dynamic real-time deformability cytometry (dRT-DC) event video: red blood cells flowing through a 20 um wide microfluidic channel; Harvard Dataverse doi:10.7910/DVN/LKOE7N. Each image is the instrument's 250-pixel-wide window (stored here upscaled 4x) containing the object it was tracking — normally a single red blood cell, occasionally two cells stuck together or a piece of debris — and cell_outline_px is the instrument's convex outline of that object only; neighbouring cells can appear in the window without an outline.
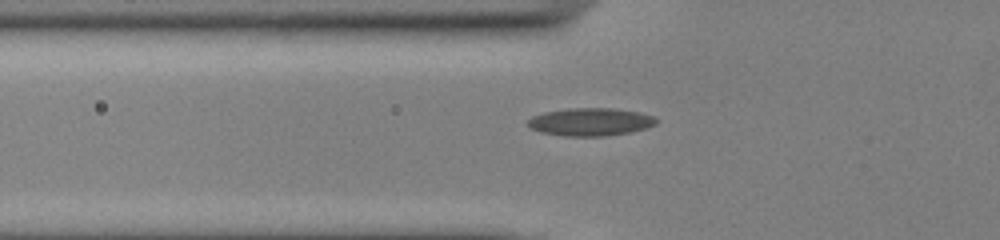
{"species": "common noctule bat (a hibernating species)", "species_latin": "Nyctalus noctula", "temperature_condition": "cold", "stored_images_in_passage": 42, "camera_frame_rate_fps": 3000, "um_per_image_px": 0.085, "animal": {"sex": "male", "body_mass_g": 13.0, "forearm_length_mm": 53.1}, "frame": {"image": 1, "passage_image": 8, "time_ms": 2.333, "image_size_px": [1000, 240], "cell_outline_px": [[656, 124], [648, 128], [632, 132], [604, 136], [564, 136], [540, 132], [532, 128], [528, 124], [528, 120], [532, 116], [544, 112], [572, 108], [612, 108], [640, 112], [652, 116], [656, 120]], "centroid_in_image_um": [50.2, 10.36], "position_along_channel_um": 75.6, "area_um2": 20.81}}
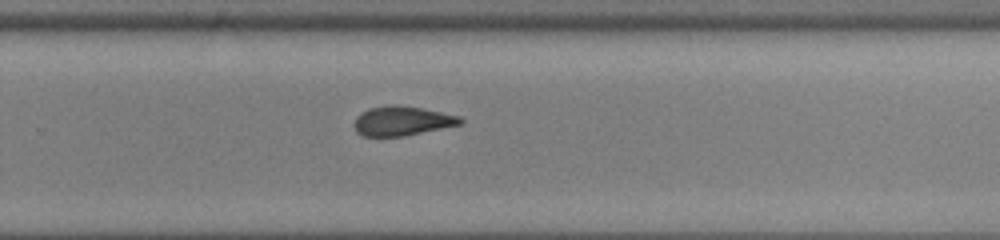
{"frame": {"image": 2, "passage_image": 25, "time_ms": 8.0, "image_size_px": [1000, 240], "cell_outline_px": [[464, 120], [460, 124], [404, 136], [364, 136], [356, 132], [356, 116], [368, 108], [392, 104], [396, 104], [420, 108], [460, 116]], "centroid_in_image_um": [34.17, 10.27], "position_along_channel_um": 295.6, "area_um2": 17.92}}
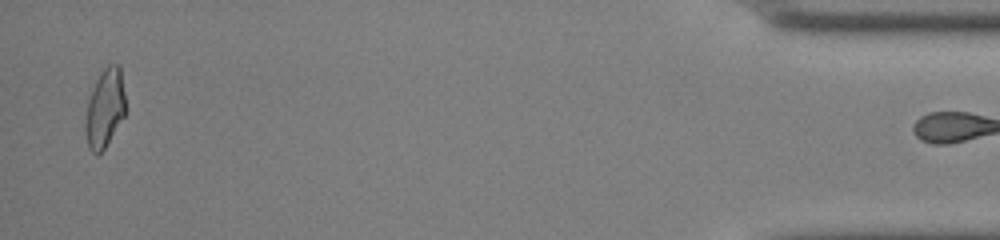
{"frame": {"image": 3, "passage_image": 41, "time_ms": 13.333, "image_size_px": [1000, 240], "cell_outline_px": [[124, 116], [104, 148], [96, 156], [88, 148], [84, 128], [84, 124], [88, 100], [96, 80], [104, 68], [108, 64], [120, 64], [124, 92]], "centroid_in_image_um": [8.89, 9.2], "position_along_channel_um": 426.3, "area_um2": 18.21}}